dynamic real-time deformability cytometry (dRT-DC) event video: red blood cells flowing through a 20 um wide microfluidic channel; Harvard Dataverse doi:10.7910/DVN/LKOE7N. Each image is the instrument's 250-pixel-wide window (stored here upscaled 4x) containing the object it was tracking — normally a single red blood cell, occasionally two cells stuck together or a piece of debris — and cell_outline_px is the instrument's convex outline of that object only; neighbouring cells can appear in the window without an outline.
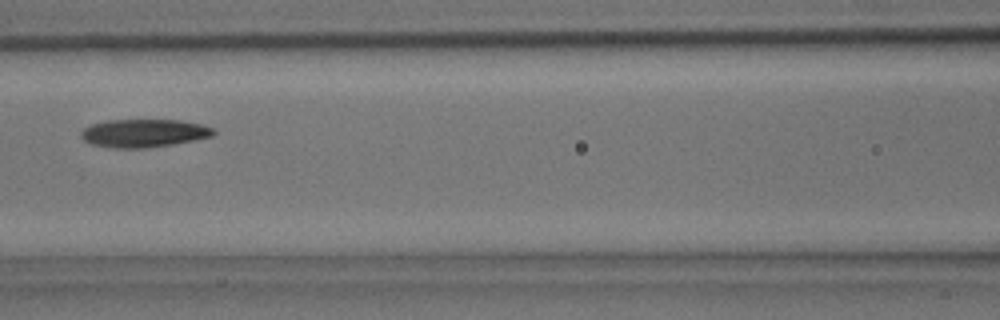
{"species": "common noctule bat (a hibernating species)", "species_latin": "Nyctalus noctula", "temperature_condition": "room temperature", "stored_images_in_passage": 4, "camera_frame_rate_fps": 3000, "um_per_image_px": 0.085, "animal": {"sex": "male", "body_mass_g": 15.6}, "frame": {"image": 1, "passage_image": 4, "time_ms": 1.0, "image_size_px": [1000, 320], "cell_outline_px": [[216, 132], [212, 136], [196, 140], [172, 144], [144, 148], [112, 148], [92, 144], [84, 140], [80, 136], [80, 132], [84, 128], [92, 124], [108, 120], [180, 120], [200, 124], [212, 128]], "centroid_in_image_um": [12.21, 11.32], "position_along_channel_um": 154.4, "area_um2": 21.62}}